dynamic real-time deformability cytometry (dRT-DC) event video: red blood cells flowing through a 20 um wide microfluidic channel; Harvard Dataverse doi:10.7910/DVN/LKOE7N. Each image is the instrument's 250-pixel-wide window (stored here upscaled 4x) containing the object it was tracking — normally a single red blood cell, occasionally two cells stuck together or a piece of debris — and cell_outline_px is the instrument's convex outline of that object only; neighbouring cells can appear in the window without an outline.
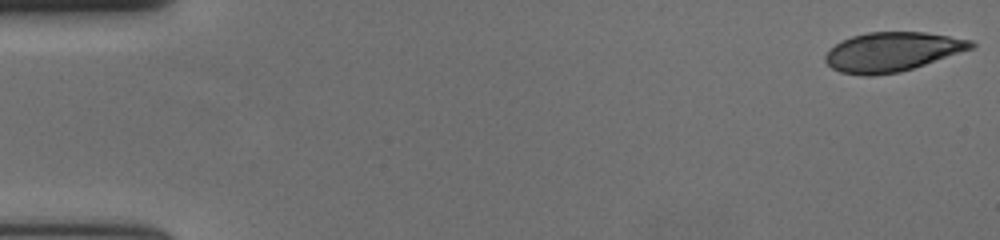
{"species": "human", "species_latin": "Homo sapiens", "temperature_condition": "cold", "stored_images_in_passage": 57, "camera_frame_rate_fps": 3000, "um_per_image_px": 0.085, "donor": {"sex": "female"}, "frame": {"image": 1, "passage_image": 1, "time_ms": 0.0, "image_size_px": [1000, 240], "cell_outline_px": [[976, 48], [900, 72], [872, 76], [864, 76], [840, 72], [832, 68], [824, 60], [824, 56], [836, 44], [852, 36], [868, 32], [924, 32], [972, 40], [976, 44]], "centroid_in_image_um": [75.87, 4.41], "position_along_channel_um": 9.1, "area_um2": 33.35}}
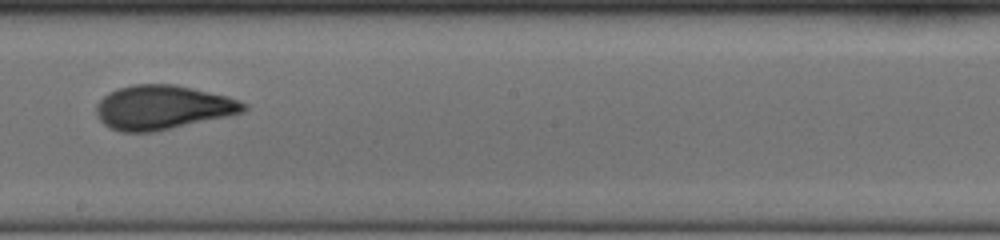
{"frame": {"image": 2, "passage_image": 33, "time_ms": 10.667, "image_size_px": [1000, 240], "cell_outline_px": [[248, 108], [244, 112], [228, 116], [152, 132], [120, 132], [108, 128], [96, 116], [96, 104], [108, 92], [116, 88], [136, 84], [172, 84], [192, 88], [228, 96], [248, 104]], "centroid_in_image_um": [13.8, 9.13], "position_along_channel_um": 234.4, "area_um2": 38.03}}
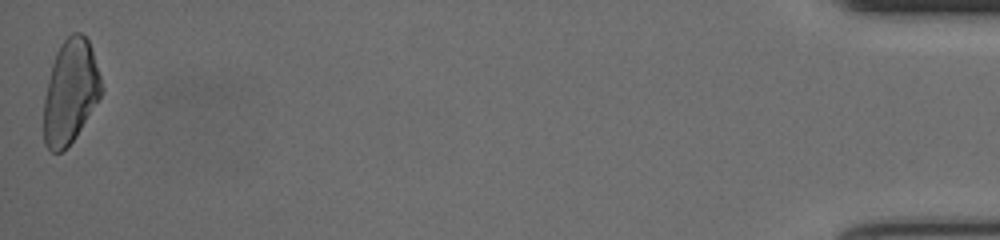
{"frame": {"image": 3, "passage_image": 57, "time_ms": 18.667, "image_size_px": [1000, 240], "cell_outline_px": [[104, 88], [100, 96], [76, 136], [60, 152], [52, 152], [44, 144], [44, 96], [52, 64], [56, 52], [60, 44], [72, 32], [80, 32], [88, 40]], "centroid_in_image_um": [5.97, 7.78], "position_along_channel_um": 429.2, "area_um2": 34.45}, "authors_computed_cell_mechanics": {"area_um2": 36.0094, "velocity_mm_per_s": 3.6558, "shape_relaxation_time_tau1_ms": 6.0399, "shape_relaxation_time_tau2_ms": 1.2227, "deformation_change_tau1": 0.1867, "deformation_change_tau2": 0.0667}}